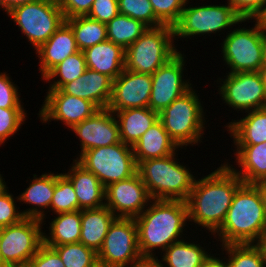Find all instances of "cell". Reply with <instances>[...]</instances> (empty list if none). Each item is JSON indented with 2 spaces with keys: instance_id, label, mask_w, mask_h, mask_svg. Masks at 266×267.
<instances>
[{
  "instance_id": "8",
  "label": "cell",
  "mask_w": 266,
  "mask_h": 267,
  "mask_svg": "<svg viewBox=\"0 0 266 267\" xmlns=\"http://www.w3.org/2000/svg\"><path fill=\"white\" fill-rule=\"evenodd\" d=\"M7 15L35 50L65 23L63 11L57 0H40L19 5Z\"/></svg>"
},
{
  "instance_id": "24",
  "label": "cell",
  "mask_w": 266,
  "mask_h": 267,
  "mask_svg": "<svg viewBox=\"0 0 266 267\" xmlns=\"http://www.w3.org/2000/svg\"><path fill=\"white\" fill-rule=\"evenodd\" d=\"M235 169L225 161L245 184H256L266 180V142L255 145H234ZM240 170V171H239Z\"/></svg>"
},
{
  "instance_id": "35",
  "label": "cell",
  "mask_w": 266,
  "mask_h": 267,
  "mask_svg": "<svg viewBox=\"0 0 266 267\" xmlns=\"http://www.w3.org/2000/svg\"><path fill=\"white\" fill-rule=\"evenodd\" d=\"M53 213H66L79 210V202L71 180L64 173L56 174V184L50 203Z\"/></svg>"
},
{
  "instance_id": "13",
  "label": "cell",
  "mask_w": 266,
  "mask_h": 267,
  "mask_svg": "<svg viewBox=\"0 0 266 267\" xmlns=\"http://www.w3.org/2000/svg\"><path fill=\"white\" fill-rule=\"evenodd\" d=\"M140 256L135 219L116 217L110 224L103 245L97 253L98 262L124 267Z\"/></svg>"
},
{
  "instance_id": "53",
  "label": "cell",
  "mask_w": 266,
  "mask_h": 267,
  "mask_svg": "<svg viewBox=\"0 0 266 267\" xmlns=\"http://www.w3.org/2000/svg\"><path fill=\"white\" fill-rule=\"evenodd\" d=\"M262 41H263V52H264V58L266 61V26L262 24Z\"/></svg>"
},
{
  "instance_id": "34",
  "label": "cell",
  "mask_w": 266,
  "mask_h": 267,
  "mask_svg": "<svg viewBox=\"0 0 266 267\" xmlns=\"http://www.w3.org/2000/svg\"><path fill=\"white\" fill-rule=\"evenodd\" d=\"M221 246V253L225 251V255H228V258L224 256L227 267H266V262L253 244H229Z\"/></svg>"
},
{
  "instance_id": "38",
  "label": "cell",
  "mask_w": 266,
  "mask_h": 267,
  "mask_svg": "<svg viewBox=\"0 0 266 267\" xmlns=\"http://www.w3.org/2000/svg\"><path fill=\"white\" fill-rule=\"evenodd\" d=\"M27 118L25 109L0 108V145L19 131Z\"/></svg>"
},
{
  "instance_id": "30",
  "label": "cell",
  "mask_w": 266,
  "mask_h": 267,
  "mask_svg": "<svg viewBox=\"0 0 266 267\" xmlns=\"http://www.w3.org/2000/svg\"><path fill=\"white\" fill-rule=\"evenodd\" d=\"M49 224V233L43 231V244L46 246H60L78 243L81 236V210L58 213Z\"/></svg>"
},
{
  "instance_id": "5",
  "label": "cell",
  "mask_w": 266,
  "mask_h": 267,
  "mask_svg": "<svg viewBox=\"0 0 266 267\" xmlns=\"http://www.w3.org/2000/svg\"><path fill=\"white\" fill-rule=\"evenodd\" d=\"M201 103L199 95L191 88L159 113V120L179 150L190 144L196 146L204 138L207 118Z\"/></svg>"
},
{
  "instance_id": "33",
  "label": "cell",
  "mask_w": 266,
  "mask_h": 267,
  "mask_svg": "<svg viewBox=\"0 0 266 267\" xmlns=\"http://www.w3.org/2000/svg\"><path fill=\"white\" fill-rule=\"evenodd\" d=\"M86 69L83 51H78L54 67L42 80L48 81V84L50 82L48 90H57L78 79ZM57 77L58 79H56Z\"/></svg>"
},
{
  "instance_id": "28",
  "label": "cell",
  "mask_w": 266,
  "mask_h": 267,
  "mask_svg": "<svg viewBox=\"0 0 266 267\" xmlns=\"http://www.w3.org/2000/svg\"><path fill=\"white\" fill-rule=\"evenodd\" d=\"M119 125L121 142L133 146L159 120V113L149 107L129 108L114 112Z\"/></svg>"
},
{
  "instance_id": "19",
  "label": "cell",
  "mask_w": 266,
  "mask_h": 267,
  "mask_svg": "<svg viewBox=\"0 0 266 267\" xmlns=\"http://www.w3.org/2000/svg\"><path fill=\"white\" fill-rule=\"evenodd\" d=\"M113 80L89 68L76 80L65 84L61 90L68 95L86 99L98 109L108 107L112 96Z\"/></svg>"
},
{
  "instance_id": "54",
  "label": "cell",
  "mask_w": 266,
  "mask_h": 267,
  "mask_svg": "<svg viewBox=\"0 0 266 267\" xmlns=\"http://www.w3.org/2000/svg\"><path fill=\"white\" fill-rule=\"evenodd\" d=\"M258 19L264 26H266V10Z\"/></svg>"
},
{
  "instance_id": "56",
  "label": "cell",
  "mask_w": 266,
  "mask_h": 267,
  "mask_svg": "<svg viewBox=\"0 0 266 267\" xmlns=\"http://www.w3.org/2000/svg\"><path fill=\"white\" fill-rule=\"evenodd\" d=\"M0 242H1V227H0ZM0 267H7L2 260L1 252H0Z\"/></svg>"
},
{
  "instance_id": "26",
  "label": "cell",
  "mask_w": 266,
  "mask_h": 267,
  "mask_svg": "<svg viewBox=\"0 0 266 267\" xmlns=\"http://www.w3.org/2000/svg\"><path fill=\"white\" fill-rule=\"evenodd\" d=\"M246 115L227 125L234 145H255L266 142V108L243 112Z\"/></svg>"
},
{
  "instance_id": "46",
  "label": "cell",
  "mask_w": 266,
  "mask_h": 267,
  "mask_svg": "<svg viewBox=\"0 0 266 267\" xmlns=\"http://www.w3.org/2000/svg\"><path fill=\"white\" fill-rule=\"evenodd\" d=\"M124 267H162L158 256H140Z\"/></svg>"
},
{
  "instance_id": "39",
  "label": "cell",
  "mask_w": 266,
  "mask_h": 267,
  "mask_svg": "<svg viewBox=\"0 0 266 267\" xmlns=\"http://www.w3.org/2000/svg\"><path fill=\"white\" fill-rule=\"evenodd\" d=\"M155 16L164 24L174 26L180 19L187 0H149Z\"/></svg>"
},
{
  "instance_id": "4",
  "label": "cell",
  "mask_w": 266,
  "mask_h": 267,
  "mask_svg": "<svg viewBox=\"0 0 266 267\" xmlns=\"http://www.w3.org/2000/svg\"><path fill=\"white\" fill-rule=\"evenodd\" d=\"M176 156L178 157V154L175 152L162 158L147 159L138 164L137 172L146 185L151 199L187 200L197 178Z\"/></svg>"
},
{
  "instance_id": "16",
  "label": "cell",
  "mask_w": 266,
  "mask_h": 267,
  "mask_svg": "<svg viewBox=\"0 0 266 267\" xmlns=\"http://www.w3.org/2000/svg\"><path fill=\"white\" fill-rule=\"evenodd\" d=\"M46 93L38 113L42 123L61 121L71 129L99 110L92 102L65 94L61 89L48 90Z\"/></svg>"
},
{
  "instance_id": "14",
  "label": "cell",
  "mask_w": 266,
  "mask_h": 267,
  "mask_svg": "<svg viewBox=\"0 0 266 267\" xmlns=\"http://www.w3.org/2000/svg\"><path fill=\"white\" fill-rule=\"evenodd\" d=\"M185 57L186 55L179 51L151 75L152 90L149 100L151 110L160 113L193 87L189 82L190 79H184Z\"/></svg>"
},
{
  "instance_id": "52",
  "label": "cell",
  "mask_w": 266,
  "mask_h": 267,
  "mask_svg": "<svg viewBox=\"0 0 266 267\" xmlns=\"http://www.w3.org/2000/svg\"><path fill=\"white\" fill-rule=\"evenodd\" d=\"M259 73L261 75L262 78V82L265 86L266 89V61L263 63V65L260 67Z\"/></svg>"
},
{
  "instance_id": "31",
  "label": "cell",
  "mask_w": 266,
  "mask_h": 267,
  "mask_svg": "<svg viewBox=\"0 0 266 267\" xmlns=\"http://www.w3.org/2000/svg\"><path fill=\"white\" fill-rule=\"evenodd\" d=\"M65 22L73 30L76 44L80 51L107 40L105 23L91 19L88 16H75L65 19Z\"/></svg>"
},
{
  "instance_id": "37",
  "label": "cell",
  "mask_w": 266,
  "mask_h": 267,
  "mask_svg": "<svg viewBox=\"0 0 266 267\" xmlns=\"http://www.w3.org/2000/svg\"><path fill=\"white\" fill-rule=\"evenodd\" d=\"M121 15L141 21L148 28L164 25L156 16L149 0H118Z\"/></svg>"
},
{
  "instance_id": "1",
  "label": "cell",
  "mask_w": 266,
  "mask_h": 267,
  "mask_svg": "<svg viewBox=\"0 0 266 267\" xmlns=\"http://www.w3.org/2000/svg\"><path fill=\"white\" fill-rule=\"evenodd\" d=\"M244 182L227 164L195 180L186 200L189 222L213 235L224 222L236 190Z\"/></svg>"
},
{
  "instance_id": "48",
  "label": "cell",
  "mask_w": 266,
  "mask_h": 267,
  "mask_svg": "<svg viewBox=\"0 0 266 267\" xmlns=\"http://www.w3.org/2000/svg\"><path fill=\"white\" fill-rule=\"evenodd\" d=\"M253 245L259 250L261 257L266 262V228L259 234Z\"/></svg>"
},
{
  "instance_id": "40",
  "label": "cell",
  "mask_w": 266,
  "mask_h": 267,
  "mask_svg": "<svg viewBox=\"0 0 266 267\" xmlns=\"http://www.w3.org/2000/svg\"><path fill=\"white\" fill-rule=\"evenodd\" d=\"M18 89L8 74L0 72V108L24 109Z\"/></svg>"
},
{
  "instance_id": "11",
  "label": "cell",
  "mask_w": 266,
  "mask_h": 267,
  "mask_svg": "<svg viewBox=\"0 0 266 267\" xmlns=\"http://www.w3.org/2000/svg\"><path fill=\"white\" fill-rule=\"evenodd\" d=\"M43 222L25 217L20 222L1 228L0 252L7 267H27L43 245Z\"/></svg>"
},
{
  "instance_id": "55",
  "label": "cell",
  "mask_w": 266,
  "mask_h": 267,
  "mask_svg": "<svg viewBox=\"0 0 266 267\" xmlns=\"http://www.w3.org/2000/svg\"><path fill=\"white\" fill-rule=\"evenodd\" d=\"M93 267H115V266H110V265H107V264H103V263L97 262Z\"/></svg>"
},
{
  "instance_id": "10",
  "label": "cell",
  "mask_w": 266,
  "mask_h": 267,
  "mask_svg": "<svg viewBox=\"0 0 266 267\" xmlns=\"http://www.w3.org/2000/svg\"><path fill=\"white\" fill-rule=\"evenodd\" d=\"M75 160L94 173L105 188L136 174L138 167L132 146L123 142L89 149Z\"/></svg>"
},
{
  "instance_id": "22",
  "label": "cell",
  "mask_w": 266,
  "mask_h": 267,
  "mask_svg": "<svg viewBox=\"0 0 266 267\" xmlns=\"http://www.w3.org/2000/svg\"><path fill=\"white\" fill-rule=\"evenodd\" d=\"M69 171L64 173L72 182L79 202V210L99 208L105 205V187L98 177L86 170L75 159Z\"/></svg>"
},
{
  "instance_id": "15",
  "label": "cell",
  "mask_w": 266,
  "mask_h": 267,
  "mask_svg": "<svg viewBox=\"0 0 266 267\" xmlns=\"http://www.w3.org/2000/svg\"><path fill=\"white\" fill-rule=\"evenodd\" d=\"M151 200L138 172L105 188V206L116 217L135 218Z\"/></svg>"
},
{
  "instance_id": "20",
  "label": "cell",
  "mask_w": 266,
  "mask_h": 267,
  "mask_svg": "<svg viewBox=\"0 0 266 267\" xmlns=\"http://www.w3.org/2000/svg\"><path fill=\"white\" fill-rule=\"evenodd\" d=\"M80 51L71 27L65 22L44 44L37 50L39 58V72L43 79L54 67L67 57Z\"/></svg>"
},
{
  "instance_id": "44",
  "label": "cell",
  "mask_w": 266,
  "mask_h": 267,
  "mask_svg": "<svg viewBox=\"0 0 266 267\" xmlns=\"http://www.w3.org/2000/svg\"><path fill=\"white\" fill-rule=\"evenodd\" d=\"M27 267H65L59 254L51 247L43 244L30 259Z\"/></svg>"
},
{
  "instance_id": "45",
  "label": "cell",
  "mask_w": 266,
  "mask_h": 267,
  "mask_svg": "<svg viewBox=\"0 0 266 267\" xmlns=\"http://www.w3.org/2000/svg\"><path fill=\"white\" fill-rule=\"evenodd\" d=\"M65 19L75 16H86L94 0H57Z\"/></svg>"
},
{
  "instance_id": "2",
  "label": "cell",
  "mask_w": 266,
  "mask_h": 267,
  "mask_svg": "<svg viewBox=\"0 0 266 267\" xmlns=\"http://www.w3.org/2000/svg\"><path fill=\"white\" fill-rule=\"evenodd\" d=\"M134 219L141 256H156L155 249L163 252L172 243L183 239L189 221L188 208L186 201L152 199Z\"/></svg>"
},
{
  "instance_id": "51",
  "label": "cell",
  "mask_w": 266,
  "mask_h": 267,
  "mask_svg": "<svg viewBox=\"0 0 266 267\" xmlns=\"http://www.w3.org/2000/svg\"><path fill=\"white\" fill-rule=\"evenodd\" d=\"M5 179L3 178L2 174H0V197L6 193L8 190V187L6 185V182L4 181Z\"/></svg>"
},
{
  "instance_id": "47",
  "label": "cell",
  "mask_w": 266,
  "mask_h": 267,
  "mask_svg": "<svg viewBox=\"0 0 266 267\" xmlns=\"http://www.w3.org/2000/svg\"><path fill=\"white\" fill-rule=\"evenodd\" d=\"M40 0H0V9H3L6 14L11 11L14 7L19 5L32 3Z\"/></svg>"
},
{
  "instance_id": "23",
  "label": "cell",
  "mask_w": 266,
  "mask_h": 267,
  "mask_svg": "<svg viewBox=\"0 0 266 267\" xmlns=\"http://www.w3.org/2000/svg\"><path fill=\"white\" fill-rule=\"evenodd\" d=\"M87 68L107 75L113 81L125 66V49L106 40L83 51Z\"/></svg>"
},
{
  "instance_id": "49",
  "label": "cell",
  "mask_w": 266,
  "mask_h": 267,
  "mask_svg": "<svg viewBox=\"0 0 266 267\" xmlns=\"http://www.w3.org/2000/svg\"><path fill=\"white\" fill-rule=\"evenodd\" d=\"M223 259H220V257H214V254L212 256L210 255L208 259L203 263L201 267H227L226 261H223Z\"/></svg>"
},
{
  "instance_id": "36",
  "label": "cell",
  "mask_w": 266,
  "mask_h": 267,
  "mask_svg": "<svg viewBox=\"0 0 266 267\" xmlns=\"http://www.w3.org/2000/svg\"><path fill=\"white\" fill-rule=\"evenodd\" d=\"M48 247L59 254L65 267H93L98 262L97 253L80 242Z\"/></svg>"
},
{
  "instance_id": "27",
  "label": "cell",
  "mask_w": 266,
  "mask_h": 267,
  "mask_svg": "<svg viewBox=\"0 0 266 267\" xmlns=\"http://www.w3.org/2000/svg\"><path fill=\"white\" fill-rule=\"evenodd\" d=\"M116 216L104 205L99 208L81 210L80 243L93 249H101L110 224Z\"/></svg>"
},
{
  "instance_id": "43",
  "label": "cell",
  "mask_w": 266,
  "mask_h": 267,
  "mask_svg": "<svg viewBox=\"0 0 266 267\" xmlns=\"http://www.w3.org/2000/svg\"><path fill=\"white\" fill-rule=\"evenodd\" d=\"M242 19H258L266 10V0H227Z\"/></svg>"
},
{
  "instance_id": "41",
  "label": "cell",
  "mask_w": 266,
  "mask_h": 267,
  "mask_svg": "<svg viewBox=\"0 0 266 267\" xmlns=\"http://www.w3.org/2000/svg\"><path fill=\"white\" fill-rule=\"evenodd\" d=\"M17 197V198H16ZM14 197L9 193V189L0 197V227L10 226L16 224L24 219L22 210L17 208L16 200L19 202L18 196ZM19 209V210H18Z\"/></svg>"
},
{
  "instance_id": "12",
  "label": "cell",
  "mask_w": 266,
  "mask_h": 267,
  "mask_svg": "<svg viewBox=\"0 0 266 267\" xmlns=\"http://www.w3.org/2000/svg\"><path fill=\"white\" fill-rule=\"evenodd\" d=\"M224 77L217 79L218 94L229 108L237 113L266 108V89L259 71L226 73Z\"/></svg>"
},
{
  "instance_id": "18",
  "label": "cell",
  "mask_w": 266,
  "mask_h": 267,
  "mask_svg": "<svg viewBox=\"0 0 266 267\" xmlns=\"http://www.w3.org/2000/svg\"><path fill=\"white\" fill-rule=\"evenodd\" d=\"M71 131L79 137L81 152L121 142L119 125L114 113L108 108L99 109L91 117L75 124Z\"/></svg>"
},
{
  "instance_id": "21",
  "label": "cell",
  "mask_w": 266,
  "mask_h": 267,
  "mask_svg": "<svg viewBox=\"0 0 266 267\" xmlns=\"http://www.w3.org/2000/svg\"><path fill=\"white\" fill-rule=\"evenodd\" d=\"M55 184L56 173L50 171V173L46 172L38 177L33 174L29 186L18 195L20 202L27 203L29 206L32 205V207L22 211L24 217L39 219L43 223L46 222L44 219H46L47 213L45 212H50V210H45L50 209Z\"/></svg>"
},
{
  "instance_id": "3",
  "label": "cell",
  "mask_w": 266,
  "mask_h": 267,
  "mask_svg": "<svg viewBox=\"0 0 266 267\" xmlns=\"http://www.w3.org/2000/svg\"><path fill=\"white\" fill-rule=\"evenodd\" d=\"M266 228L261 194L254 184L243 183L235 192L221 227L213 234L221 245L253 244Z\"/></svg>"
},
{
  "instance_id": "7",
  "label": "cell",
  "mask_w": 266,
  "mask_h": 267,
  "mask_svg": "<svg viewBox=\"0 0 266 267\" xmlns=\"http://www.w3.org/2000/svg\"><path fill=\"white\" fill-rule=\"evenodd\" d=\"M187 0L179 21L173 26L175 40L178 38L188 39L200 35L219 34L225 29H233L237 24L248 22L251 19H242L227 2L226 5L190 6ZM187 5V6H186ZM232 26V27H231Z\"/></svg>"
},
{
  "instance_id": "29",
  "label": "cell",
  "mask_w": 266,
  "mask_h": 267,
  "mask_svg": "<svg viewBox=\"0 0 266 267\" xmlns=\"http://www.w3.org/2000/svg\"><path fill=\"white\" fill-rule=\"evenodd\" d=\"M196 243V244H195ZM207 248H203L200 243L189 242L182 239L178 242L172 243L166 250L161 252L162 260H160L162 267H201L208 259L209 254ZM164 263V264H163Z\"/></svg>"
},
{
  "instance_id": "50",
  "label": "cell",
  "mask_w": 266,
  "mask_h": 267,
  "mask_svg": "<svg viewBox=\"0 0 266 267\" xmlns=\"http://www.w3.org/2000/svg\"><path fill=\"white\" fill-rule=\"evenodd\" d=\"M254 185L258 188V190H259V192L261 194L262 201H263V204H264L265 213H266V180L257 182Z\"/></svg>"
},
{
  "instance_id": "32",
  "label": "cell",
  "mask_w": 266,
  "mask_h": 267,
  "mask_svg": "<svg viewBox=\"0 0 266 267\" xmlns=\"http://www.w3.org/2000/svg\"><path fill=\"white\" fill-rule=\"evenodd\" d=\"M106 27L107 40L125 50L148 29L141 21L121 14L109 21Z\"/></svg>"
},
{
  "instance_id": "6",
  "label": "cell",
  "mask_w": 266,
  "mask_h": 267,
  "mask_svg": "<svg viewBox=\"0 0 266 267\" xmlns=\"http://www.w3.org/2000/svg\"><path fill=\"white\" fill-rule=\"evenodd\" d=\"M174 40L173 26L148 28L125 50L124 69L152 75L179 52Z\"/></svg>"
},
{
  "instance_id": "9",
  "label": "cell",
  "mask_w": 266,
  "mask_h": 267,
  "mask_svg": "<svg viewBox=\"0 0 266 267\" xmlns=\"http://www.w3.org/2000/svg\"><path fill=\"white\" fill-rule=\"evenodd\" d=\"M253 20L254 26L234 28L226 32L221 45L222 59L230 68L228 73L259 71L265 62L262 41V23ZM255 20V21H254Z\"/></svg>"
},
{
  "instance_id": "17",
  "label": "cell",
  "mask_w": 266,
  "mask_h": 267,
  "mask_svg": "<svg viewBox=\"0 0 266 267\" xmlns=\"http://www.w3.org/2000/svg\"><path fill=\"white\" fill-rule=\"evenodd\" d=\"M152 76L124 69L113 81L108 109L113 113L129 108L149 107Z\"/></svg>"
},
{
  "instance_id": "25",
  "label": "cell",
  "mask_w": 266,
  "mask_h": 267,
  "mask_svg": "<svg viewBox=\"0 0 266 267\" xmlns=\"http://www.w3.org/2000/svg\"><path fill=\"white\" fill-rule=\"evenodd\" d=\"M137 165L144 160L162 158L178 152L162 122H155L132 146Z\"/></svg>"
},
{
  "instance_id": "42",
  "label": "cell",
  "mask_w": 266,
  "mask_h": 267,
  "mask_svg": "<svg viewBox=\"0 0 266 267\" xmlns=\"http://www.w3.org/2000/svg\"><path fill=\"white\" fill-rule=\"evenodd\" d=\"M119 14L118 0H94L86 16L107 24Z\"/></svg>"
}]
</instances>
